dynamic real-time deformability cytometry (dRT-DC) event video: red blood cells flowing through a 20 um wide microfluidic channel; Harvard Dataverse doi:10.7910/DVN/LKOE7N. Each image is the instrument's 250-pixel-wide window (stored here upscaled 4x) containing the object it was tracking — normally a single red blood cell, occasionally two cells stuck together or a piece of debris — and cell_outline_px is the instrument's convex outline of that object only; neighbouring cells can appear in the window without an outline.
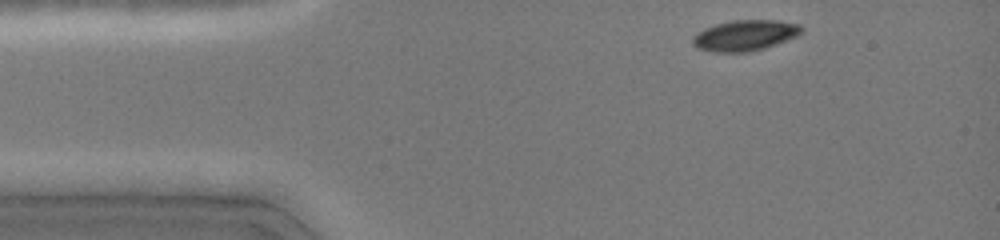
{"species": "common noctule bat (a hibernating species)", "species_latin": "Nyctalus noctula", "temperature_condition": "cold", "stored_images_in_passage": 81, "camera_frame_rate_fps": 3000, "um_per_image_px": 0.085, "animal": {"sex": "female", "body_mass_g": 19.0, "forearm_length_mm": 51.5}, "frame": {"image": 1, "passage_image": 1, "time_ms": 0.0, "image_size_px": [1000, 240], "cell_outline_px": [[804, 32], [796, 36], [764, 48], [748, 52], [716, 52], [696, 48], [692, 44], [692, 36], [696, 32], [704, 28], [716, 24], [732, 20], [780, 20], [800, 24], [804, 28]], "centroid_in_image_um": [63.31, 3.0], "position_along_channel_um": 21.7, "area_um2": 19.65}}
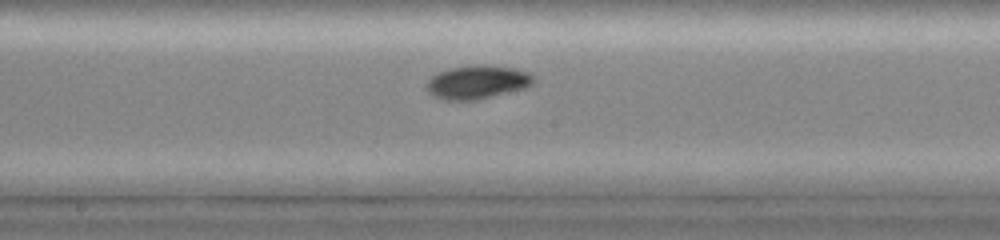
{"frame": {"image": 2, "passage_image": 49, "time_ms": 6.0, "image_size_px": [1000, 240], "cell_outline_px": [[536, 80], [532, 84], [524, 88], [476, 100], [440, 100], [432, 96], [428, 92], [428, 80], [432, 76], [448, 68], [476, 64], [484, 64], [516, 68], [528, 72], [536, 76]], "centroid_in_image_um": [40.59, 6.97], "position_along_channel_um": 207.6, "area_um2": 21.1}}
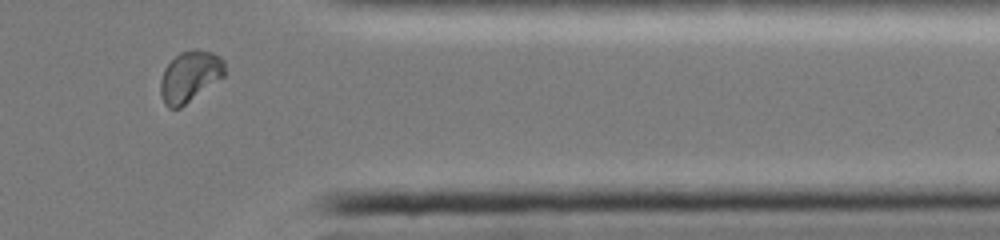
{"frame": {"image": 3, "passage_image": 73, "time_ms": 10.667, "image_size_px": [1000, 240], "cell_outline_px": [[224, 76], [180, 108], [168, 108], [164, 104], [160, 92], [160, 80], [164, 68], [180, 52], [192, 48], [196, 48], [212, 52], [220, 56], [224, 60]], "centroid_in_image_um": [16.12, 6.48], "position_along_channel_um": 395.3, "area_um2": 19.13}, "authors_computed_cell_mechanics": {"area_um2": 19.8254, "velocity_mm_per_s": 4.1006, "shape_relaxation_time_tau1_ms": 7.4012, "shape_relaxation_time_tau2_ms": 2.6529, "deformation_change_tau1": 0.1862, "deformation_change_tau2": 0.032}}